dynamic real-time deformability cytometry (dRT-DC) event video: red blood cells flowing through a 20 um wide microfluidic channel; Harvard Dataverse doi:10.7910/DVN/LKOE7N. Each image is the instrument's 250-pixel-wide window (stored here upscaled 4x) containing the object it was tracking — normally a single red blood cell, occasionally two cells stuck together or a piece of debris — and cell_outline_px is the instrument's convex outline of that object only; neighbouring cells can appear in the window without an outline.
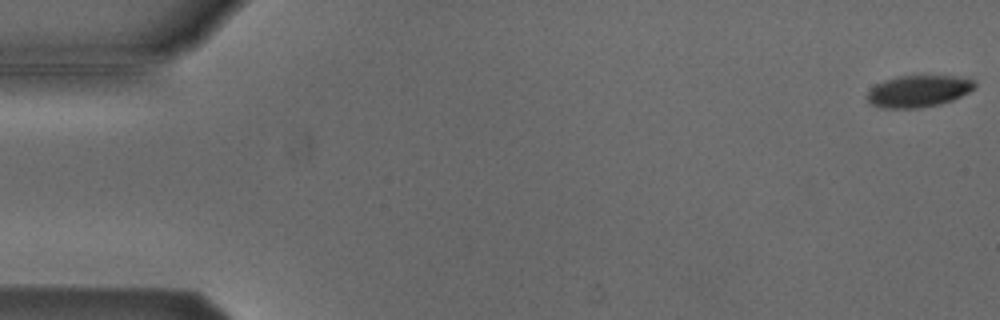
{"species": "Egyptian fruit bat (a non-hibernating species)", "species_latin": "Rousettus aegyptiacus", "temperature_condition": "cold", "stored_images_in_passage": 54, "camera_frame_rate_fps": 3000, "um_per_image_px": 0.085, "animal": {"sex": "male"}, "frame": {"image": 1, "passage_image": 1, "time_ms": 0.0, "image_size_px": [1000, 320], "cell_outline_px": [[976, 88], [952, 100], [940, 104], [920, 108], [880, 108], [872, 104], [864, 96], [876, 84], [896, 76], [952, 76], [976, 80]], "centroid_in_image_um": [78.06, 7.75], "position_along_channel_um": 6.9, "area_um2": 19.94}}
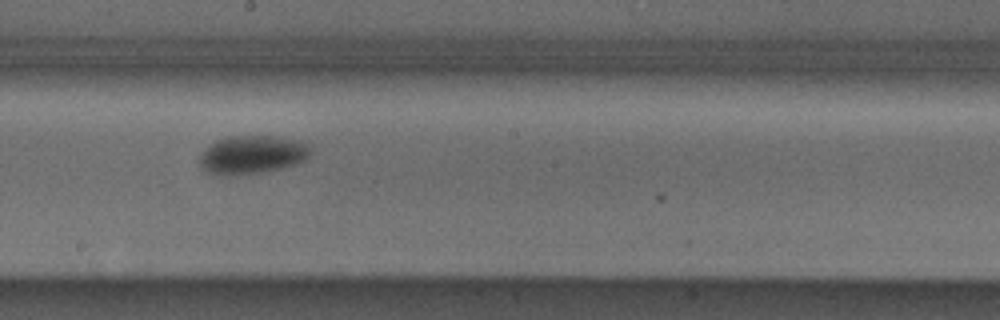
{"frame": {"image": 2, "passage_image": 30, "time_ms": 9.667, "image_size_px": [1000, 320], "cell_outline_px": [[312, 152], [304, 160], [296, 164], [280, 168], [260, 172], [208, 172], [200, 164], [200, 156], [208, 144], [216, 140], [228, 136], [280, 136], [296, 140], [308, 144]], "centroid_in_image_um": [21.49, 13.08], "position_along_channel_um": 226.7, "area_um2": 23.99}}
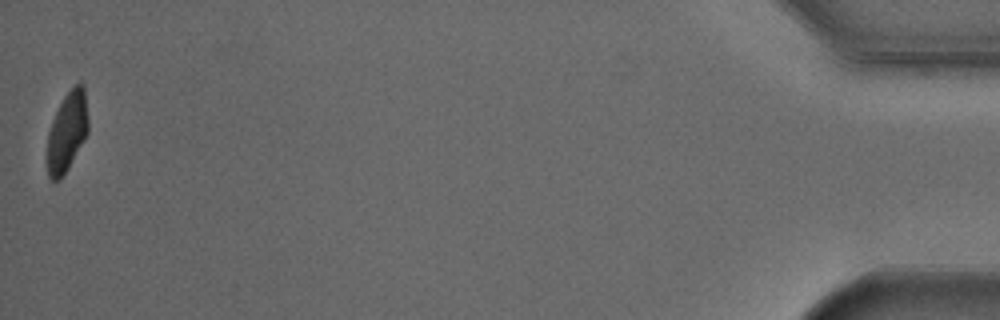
{"frame": {"image": 3, "passage_image": 54, "time_ms": 17.667, "image_size_px": [1000, 320], "cell_outline_px": [[88, 132], [68, 168], [60, 180], [52, 180], [48, 176], [44, 160], [44, 156], [48, 132], [52, 120], [64, 96], [80, 80], [84, 84], [88, 120]], "centroid_in_image_um": [5.66, 11.24], "position_along_channel_um": 429.5, "area_um2": 19.48}, "authors_computed_cell_mechanics": {"area_um2": 22.1952, "velocity_mm_per_s": 3.7947, "shape_relaxation_time_tau1_ms": 2.3808, "shape_relaxation_time_tau2_ms": null, "deformation_change_tau1": 0.1246, "deformation_change_tau2": null}}